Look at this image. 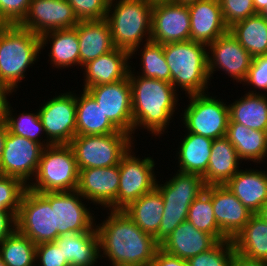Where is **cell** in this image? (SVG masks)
I'll use <instances>...</instances> for the list:
<instances>
[{"mask_svg": "<svg viewBox=\"0 0 267 266\" xmlns=\"http://www.w3.org/2000/svg\"><path fill=\"white\" fill-rule=\"evenodd\" d=\"M35 264L37 266H70L55 242L36 245Z\"/></svg>", "mask_w": 267, "mask_h": 266, "instance_id": "46", "label": "cell"}, {"mask_svg": "<svg viewBox=\"0 0 267 266\" xmlns=\"http://www.w3.org/2000/svg\"><path fill=\"white\" fill-rule=\"evenodd\" d=\"M78 22L67 0H31L19 25L41 36L52 30L72 29Z\"/></svg>", "mask_w": 267, "mask_h": 266, "instance_id": "17", "label": "cell"}, {"mask_svg": "<svg viewBox=\"0 0 267 266\" xmlns=\"http://www.w3.org/2000/svg\"><path fill=\"white\" fill-rule=\"evenodd\" d=\"M235 147L226 136L213 140L206 173L202 176L206 186L225 185L241 166Z\"/></svg>", "mask_w": 267, "mask_h": 266, "instance_id": "27", "label": "cell"}, {"mask_svg": "<svg viewBox=\"0 0 267 266\" xmlns=\"http://www.w3.org/2000/svg\"><path fill=\"white\" fill-rule=\"evenodd\" d=\"M152 7L145 0H109L106 19L112 42L116 48L130 52V59L144 41H151Z\"/></svg>", "mask_w": 267, "mask_h": 266, "instance_id": "5", "label": "cell"}, {"mask_svg": "<svg viewBox=\"0 0 267 266\" xmlns=\"http://www.w3.org/2000/svg\"><path fill=\"white\" fill-rule=\"evenodd\" d=\"M75 16L82 20H101L107 16L109 0H67Z\"/></svg>", "mask_w": 267, "mask_h": 266, "instance_id": "43", "label": "cell"}, {"mask_svg": "<svg viewBox=\"0 0 267 266\" xmlns=\"http://www.w3.org/2000/svg\"><path fill=\"white\" fill-rule=\"evenodd\" d=\"M78 179L79 168L69 144L50 145L43 148L37 172L27 188L38 193L75 191Z\"/></svg>", "mask_w": 267, "mask_h": 266, "instance_id": "7", "label": "cell"}, {"mask_svg": "<svg viewBox=\"0 0 267 266\" xmlns=\"http://www.w3.org/2000/svg\"><path fill=\"white\" fill-rule=\"evenodd\" d=\"M191 28L190 40L206 45L229 32L219 0H198L188 5Z\"/></svg>", "mask_w": 267, "mask_h": 266, "instance_id": "21", "label": "cell"}, {"mask_svg": "<svg viewBox=\"0 0 267 266\" xmlns=\"http://www.w3.org/2000/svg\"><path fill=\"white\" fill-rule=\"evenodd\" d=\"M198 0H173V2L177 3V4H183V5H189L191 3H195Z\"/></svg>", "mask_w": 267, "mask_h": 266, "instance_id": "54", "label": "cell"}, {"mask_svg": "<svg viewBox=\"0 0 267 266\" xmlns=\"http://www.w3.org/2000/svg\"><path fill=\"white\" fill-rule=\"evenodd\" d=\"M187 97L189 105L180 114L185 130L213 140L226 136L230 119L228 105L217 96H210L209 92Z\"/></svg>", "mask_w": 267, "mask_h": 266, "instance_id": "9", "label": "cell"}, {"mask_svg": "<svg viewBox=\"0 0 267 266\" xmlns=\"http://www.w3.org/2000/svg\"><path fill=\"white\" fill-rule=\"evenodd\" d=\"M217 242L211 234L198 230L186 220L160 244V249L169 255L188 260L208 251Z\"/></svg>", "mask_w": 267, "mask_h": 266, "instance_id": "23", "label": "cell"}, {"mask_svg": "<svg viewBox=\"0 0 267 266\" xmlns=\"http://www.w3.org/2000/svg\"><path fill=\"white\" fill-rule=\"evenodd\" d=\"M8 127L5 121H0V161L2 158Z\"/></svg>", "mask_w": 267, "mask_h": 266, "instance_id": "51", "label": "cell"}, {"mask_svg": "<svg viewBox=\"0 0 267 266\" xmlns=\"http://www.w3.org/2000/svg\"><path fill=\"white\" fill-rule=\"evenodd\" d=\"M70 266H97L100 241L94 226L90 231L59 235L54 241Z\"/></svg>", "mask_w": 267, "mask_h": 266, "instance_id": "26", "label": "cell"}, {"mask_svg": "<svg viewBox=\"0 0 267 266\" xmlns=\"http://www.w3.org/2000/svg\"><path fill=\"white\" fill-rule=\"evenodd\" d=\"M130 52L114 48L85 64L83 90L92 86L114 83L128 77L130 71Z\"/></svg>", "mask_w": 267, "mask_h": 266, "instance_id": "22", "label": "cell"}, {"mask_svg": "<svg viewBox=\"0 0 267 266\" xmlns=\"http://www.w3.org/2000/svg\"><path fill=\"white\" fill-rule=\"evenodd\" d=\"M120 183L119 165L79 170L77 191L88 203L107 211L116 200ZM106 208V209H105Z\"/></svg>", "mask_w": 267, "mask_h": 266, "instance_id": "19", "label": "cell"}, {"mask_svg": "<svg viewBox=\"0 0 267 266\" xmlns=\"http://www.w3.org/2000/svg\"><path fill=\"white\" fill-rule=\"evenodd\" d=\"M259 14L262 15L267 20V4Z\"/></svg>", "mask_w": 267, "mask_h": 266, "instance_id": "56", "label": "cell"}, {"mask_svg": "<svg viewBox=\"0 0 267 266\" xmlns=\"http://www.w3.org/2000/svg\"><path fill=\"white\" fill-rule=\"evenodd\" d=\"M74 28L78 34L81 68L115 48L112 42L111 28L106 18L82 20Z\"/></svg>", "mask_w": 267, "mask_h": 266, "instance_id": "24", "label": "cell"}, {"mask_svg": "<svg viewBox=\"0 0 267 266\" xmlns=\"http://www.w3.org/2000/svg\"><path fill=\"white\" fill-rule=\"evenodd\" d=\"M43 148L40 143L8 130L0 161V174L18 178L28 186L37 172Z\"/></svg>", "mask_w": 267, "mask_h": 266, "instance_id": "13", "label": "cell"}, {"mask_svg": "<svg viewBox=\"0 0 267 266\" xmlns=\"http://www.w3.org/2000/svg\"><path fill=\"white\" fill-rule=\"evenodd\" d=\"M31 0H0V24H19L26 16Z\"/></svg>", "mask_w": 267, "mask_h": 266, "instance_id": "45", "label": "cell"}, {"mask_svg": "<svg viewBox=\"0 0 267 266\" xmlns=\"http://www.w3.org/2000/svg\"><path fill=\"white\" fill-rule=\"evenodd\" d=\"M232 241L239 254L267 262V223L259 215L253 214Z\"/></svg>", "mask_w": 267, "mask_h": 266, "instance_id": "33", "label": "cell"}, {"mask_svg": "<svg viewBox=\"0 0 267 266\" xmlns=\"http://www.w3.org/2000/svg\"><path fill=\"white\" fill-rule=\"evenodd\" d=\"M188 5L166 2L152 7L151 41L159 44L190 40Z\"/></svg>", "mask_w": 267, "mask_h": 266, "instance_id": "18", "label": "cell"}, {"mask_svg": "<svg viewBox=\"0 0 267 266\" xmlns=\"http://www.w3.org/2000/svg\"><path fill=\"white\" fill-rule=\"evenodd\" d=\"M242 84L253 87L254 90L251 89L247 93L267 95V55L252 59L247 77Z\"/></svg>", "mask_w": 267, "mask_h": 266, "instance_id": "44", "label": "cell"}, {"mask_svg": "<svg viewBox=\"0 0 267 266\" xmlns=\"http://www.w3.org/2000/svg\"><path fill=\"white\" fill-rule=\"evenodd\" d=\"M0 266H7L0 257Z\"/></svg>", "mask_w": 267, "mask_h": 266, "instance_id": "57", "label": "cell"}, {"mask_svg": "<svg viewBox=\"0 0 267 266\" xmlns=\"http://www.w3.org/2000/svg\"><path fill=\"white\" fill-rule=\"evenodd\" d=\"M48 100L38 110L45 136L52 145L69 144L76 136L75 90Z\"/></svg>", "mask_w": 267, "mask_h": 266, "instance_id": "12", "label": "cell"}, {"mask_svg": "<svg viewBox=\"0 0 267 266\" xmlns=\"http://www.w3.org/2000/svg\"><path fill=\"white\" fill-rule=\"evenodd\" d=\"M257 215H259L267 223V201L261 207Z\"/></svg>", "mask_w": 267, "mask_h": 266, "instance_id": "53", "label": "cell"}, {"mask_svg": "<svg viewBox=\"0 0 267 266\" xmlns=\"http://www.w3.org/2000/svg\"><path fill=\"white\" fill-rule=\"evenodd\" d=\"M159 183L157 180L156 189L163 197L164 212L154 238L160 245L179 224L187 220L190 205L206 185L201 175L179 171L164 184Z\"/></svg>", "mask_w": 267, "mask_h": 266, "instance_id": "6", "label": "cell"}, {"mask_svg": "<svg viewBox=\"0 0 267 266\" xmlns=\"http://www.w3.org/2000/svg\"><path fill=\"white\" fill-rule=\"evenodd\" d=\"M211 201L219 229L233 240L253 213L225 185H211Z\"/></svg>", "mask_w": 267, "mask_h": 266, "instance_id": "20", "label": "cell"}, {"mask_svg": "<svg viewBox=\"0 0 267 266\" xmlns=\"http://www.w3.org/2000/svg\"><path fill=\"white\" fill-rule=\"evenodd\" d=\"M140 50L141 56V72H137L145 78H154L161 81L171 83L170 68L166 62L163 44L152 41L145 42ZM141 73V74H140Z\"/></svg>", "mask_w": 267, "mask_h": 266, "instance_id": "39", "label": "cell"}, {"mask_svg": "<svg viewBox=\"0 0 267 266\" xmlns=\"http://www.w3.org/2000/svg\"><path fill=\"white\" fill-rule=\"evenodd\" d=\"M166 62L170 68L171 84L186 96L208 92L207 45L196 41H182L163 45Z\"/></svg>", "mask_w": 267, "mask_h": 266, "instance_id": "4", "label": "cell"}, {"mask_svg": "<svg viewBox=\"0 0 267 266\" xmlns=\"http://www.w3.org/2000/svg\"><path fill=\"white\" fill-rule=\"evenodd\" d=\"M17 230L34 244L54 242L59 234L55 227L54 207L38 192L27 188L16 215Z\"/></svg>", "mask_w": 267, "mask_h": 266, "instance_id": "11", "label": "cell"}, {"mask_svg": "<svg viewBox=\"0 0 267 266\" xmlns=\"http://www.w3.org/2000/svg\"><path fill=\"white\" fill-rule=\"evenodd\" d=\"M147 3H150L152 5L158 4V3H166V2H173V0H145Z\"/></svg>", "mask_w": 267, "mask_h": 266, "instance_id": "55", "label": "cell"}, {"mask_svg": "<svg viewBox=\"0 0 267 266\" xmlns=\"http://www.w3.org/2000/svg\"><path fill=\"white\" fill-rule=\"evenodd\" d=\"M36 244L17 229L0 243V257L7 266H36Z\"/></svg>", "mask_w": 267, "mask_h": 266, "instance_id": "36", "label": "cell"}, {"mask_svg": "<svg viewBox=\"0 0 267 266\" xmlns=\"http://www.w3.org/2000/svg\"><path fill=\"white\" fill-rule=\"evenodd\" d=\"M235 253L232 240L218 241L211 249L186 260L187 266H230Z\"/></svg>", "mask_w": 267, "mask_h": 266, "instance_id": "40", "label": "cell"}, {"mask_svg": "<svg viewBox=\"0 0 267 266\" xmlns=\"http://www.w3.org/2000/svg\"><path fill=\"white\" fill-rule=\"evenodd\" d=\"M229 32L253 58L267 55V20L259 13L236 22Z\"/></svg>", "mask_w": 267, "mask_h": 266, "instance_id": "35", "label": "cell"}, {"mask_svg": "<svg viewBox=\"0 0 267 266\" xmlns=\"http://www.w3.org/2000/svg\"><path fill=\"white\" fill-rule=\"evenodd\" d=\"M207 56L210 79H213L215 71L221 70L234 82L241 84L247 77L253 59L230 32L207 45Z\"/></svg>", "mask_w": 267, "mask_h": 266, "instance_id": "16", "label": "cell"}, {"mask_svg": "<svg viewBox=\"0 0 267 266\" xmlns=\"http://www.w3.org/2000/svg\"><path fill=\"white\" fill-rule=\"evenodd\" d=\"M41 194L54 207L55 227L59 235L90 231L96 225L94 214L84 204L87 200L77 190Z\"/></svg>", "mask_w": 267, "mask_h": 266, "instance_id": "14", "label": "cell"}, {"mask_svg": "<svg viewBox=\"0 0 267 266\" xmlns=\"http://www.w3.org/2000/svg\"><path fill=\"white\" fill-rule=\"evenodd\" d=\"M124 131L107 135H78L69 143L79 170L119 165L121 157L134 144Z\"/></svg>", "mask_w": 267, "mask_h": 266, "instance_id": "8", "label": "cell"}, {"mask_svg": "<svg viewBox=\"0 0 267 266\" xmlns=\"http://www.w3.org/2000/svg\"><path fill=\"white\" fill-rule=\"evenodd\" d=\"M187 221L198 230L211 234L217 241L227 240L219 229L214 216L211 186H206L205 190L192 202L188 210Z\"/></svg>", "mask_w": 267, "mask_h": 266, "instance_id": "37", "label": "cell"}, {"mask_svg": "<svg viewBox=\"0 0 267 266\" xmlns=\"http://www.w3.org/2000/svg\"><path fill=\"white\" fill-rule=\"evenodd\" d=\"M133 147V149H132ZM135 146L121 157L120 183L115 202L107 210H124L138 198L156 188L155 161L151 157H136Z\"/></svg>", "mask_w": 267, "mask_h": 266, "instance_id": "10", "label": "cell"}, {"mask_svg": "<svg viewBox=\"0 0 267 266\" xmlns=\"http://www.w3.org/2000/svg\"><path fill=\"white\" fill-rule=\"evenodd\" d=\"M27 189L20 179L0 174V211L18 213L22 196Z\"/></svg>", "mask_w": 267, "mask_h": 266, "instance_id": "41", "label": "cell"}, {"mask_svg": "<svg viewBox=\"0 0 267 266\" xmlns=\"http://www.w3.org/2000/svg\"><path fill=\"white\" fill-rule=\"evenodd\" d=\"M267 0H253V5L256 13H260L266 6Z\"/></svg>", "mask_w": 267, "mask_h": 266, "instance_id": "52", "label": "cell"}, {"mask_svg": "<svg viewBox=\"0 0 267 266\" xmlns=\"http://www.w3.org/2000/svg\"><path fill=\"white\" fill-rule=\"evenodd\" d=\"M41 49L52 44L48 52L50 64L54 68L64 69L80 66L79 41L75 28L52 30L40 36Z\"/></svg>", "mask_w": 267, "mask_h": 266, "instance_id": "28", "label": "cell"}, {"mask_svg": "<svg viewBox=\"0 0 267 266\" xmlns=\"http://www.w3.org/2000/svg\"><path fill=\"white\" fill-rule=\"evenodd\" d=\"M95 225L100 241V258L111 266H150L160 245L142 231L123 210H109Z\"/></svg>", "mask_w": 267, "mask_h": 266, "instance_id": "1", "label": "cell"}, {"mask_svg": "<svg viewBox=\"0 0 267 266\" xmlns=\"http://www.w3.org/2000/svg\"><path fill=\"white\" fill-rule=\"evenodd\" d=\"M150 266H187V262L184 259L169 255L159 248Z\"/></svg>", "mask_w": 267, "mask_h": 266, "instance_id": "48", "label": "cell"}, {"mask_svg": "<svg viewBox=\"0 0 267 266\" xmlns=\"http://www.w3.org/2000/svg\"><path fill=\"white\" fill-rule=\"evenodd\" d=\"M134 71L130 67L128 74L132 95V138L134 139L136 129L140 131L139 127L160 138L167 133L165 130L169 127L170 120L174 119L172 117L179 105L178 91L169 82L137 76Z\"/></svg>", "mask_w": 267, "mask_h": 266, "instance_id": "2", "label": "cell"}, {"mask_svg": "<svg viewBox=\"0 0 267 266\" xmlns=\"http://www.w3.org/2000/svg\"><path fill=\"white\" fill-rule=\"evenodd\" d=\"M123 211L142 231L154 236L158 232L164 212L163 197L155 188L132 202Z\"/></svg>", "mask_w": 267, "mask_h": 266, "instance_id": "34", "label": "cell"}, {"mask_svg": "<svg viewBox=\"0 0 267 266\" xmlns=\"http://www.w3.org/2000/svg\"><path fill=\"white\" fill-rule=\"evenodd\" d=\"M86 91L120 131L132 136V95L129 77L114 83L92 86Z\"/></svg>", "mask_w": 267, "mask_h": 266, "instance_id": "15", "label": "cell"}, {"mask_svg": "<svg viewBox=\"0 0 267 266\" xmlns=\"http://www.w3.org/2000/svg\"><path fill=\"white\" fill-rule=\"evenodd\" d=\"M41 51L39 35L19 24H0V81L12 93L26 78L27 68L38 61Z\"/></svg>", "mask_w": 267, "mask_h": 266, "instance_id": "3", "label": "cell"}, {"mask_svg": "<svg viewBox=\"0 0 267 266\" xmlns=\"http://www.w3.org/2000/svg\"><path fill=\"white\" fill-rule=\"evenodd\" d=\"M226 137L235 147L241 161L260 164L267 157V132L249 129L229 119Z\"/></svg>", "mask_w": 267, "mask_h": 266, "instance_id": "30", "label": "cell"}, {"mask_svg": "<svg viewBox=\"0 0 267 266\" xmlns=\"http://www.w3.org/2000/svg\"><path fill=\"white\" fill-rule=\"evenodd\" d=\"M238 99L228 104L230 120L267 132V95L246 93Z\"/></svg>", "mask_w": 267, "mask_h": 266, "instance_id": "32", "label": "cell"}, {"mask_svg": "<svg viewBox=\"0 0 267 266\" xmlns=\"http://www.w3.org/2000/svg\"><path fill=\"white\" fill-rule=\"evenodd\" d=\"M230 266H267V262L247 258L235 251Z\"/></svg>", "mask_w": 267, "mask_h": 266, "instance_id": "49", "label": "cell"}, {"mask_svg": "<svg viewBox=\"0 0 267 266\" xmlns=\"http://www.w3.org/2000/svg\"><path fill=\"white\" fill-rule=\"evenodd\" d=\"M120 130L106 117L95 99L83 90L76 94V136L107 135Z\"/></svg>", "mask_w": 267, "mask_h": 266, "instance_id": "29", "label": "cell"}, {"mask_svg": "<svg viewBox=\"0 0 267 266\" xmlns=\"http://www.w3.org/2000/svg\"><path fill=\"white\" fill-rule=\"evenodd\" d=\"M227 27L257 14L253 0H219Z\"/></svg>", "mask_w": 267, "mask_h": 266, "instance_id": "42", "label": "cell"}, {"mask_svg": "<svg viewBox=\"0 0 267 266\" xmlns=\"http://www.w3.org/2000/svg\"><path fill=\"white\" fill-rule=\"evenodd\" d=\"M183 136L175 155L178 157L177 171L203 176L209 163L213 139L187 131Z\"/></svg>", "mask_w": 267, "mask_h": 266, "instance_id": "31", "label": "cell"}, {"mask_svg": "<svg viewBox=\"0 0 267 266\" xmlns=\"http://www.w3.org/2000/svg\"><path fill=\"white\" fill-rule=\"evenodd\" d=\"M9 103L6 106L4 121L11 133L40 143L43 147L52 145L46 138L43 139L41 136L43 134L46 137L38 109L35 113L23 111V113H19L18 115L14 113L15 110H13V107Z\"/></svg>", "mask_w": 267, "mask_h": 266, "instance_id": "38", "label": "cell"}, {"mask_svg": "<svg viewBox=\"0 0 267 266\" xmlns=\"http://www.w3.org/2000/svg\"><path fill=\"white\" fill-rule=\"evenodd\" d=\"M13 93L0 81V121H3L6 113V106L9 102V95ZM8 96V97H7Z\"/></svg>", "mask_w": 267, "mask_h": 266, "instance_id": "50", "label": "cell"}, {"mask_svg": "<svg viewBox=\"0 0 267 266\" xmlns=\"http://www.w3.org/2000/svg\"><path fill=\"white\" fill-rule=\"evenodd\" d=\"M16 229V214L11 211H0V243Z\"/></svg>", "mask_w": 267, "mask_h": 266, "instance_id": "47", "label": "cell"}, {"mask_svg": "<svg viewBox=\"0 0 267 266\" xmlns=\"http://www.w3.org/2000/svg\"><path fill=\"white\" fill-rule=\"evenodd\" d=\"M225 186L253 214L267 201V171L240 169Z\"/></svg>", "mask_w": 267, "mask_h": 266, "instance_id": "25", "label": "cell"}]
</instances>
